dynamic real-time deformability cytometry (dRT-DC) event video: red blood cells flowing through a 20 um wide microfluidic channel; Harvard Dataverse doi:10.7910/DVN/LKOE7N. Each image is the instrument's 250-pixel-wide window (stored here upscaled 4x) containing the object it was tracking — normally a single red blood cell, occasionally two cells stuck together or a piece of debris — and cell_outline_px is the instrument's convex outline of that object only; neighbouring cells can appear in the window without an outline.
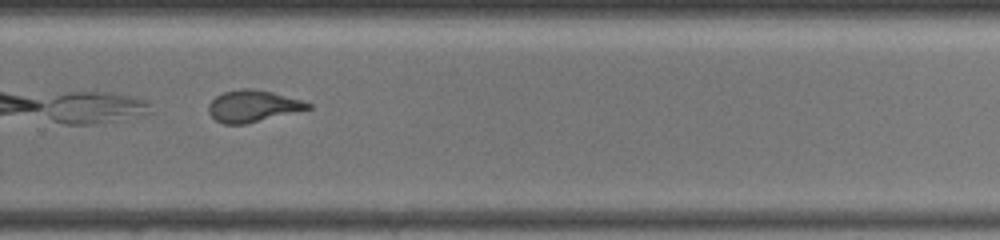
{"species": "common noctule bat (a hibernating species)", "species_latin": "Nyctalus noctula", "temperature_condition": "warm", "stored_images_in_passage": 44, "camera_frame_rate_fps": 3000, "um_per_image_px": 0.085, "animal": {"sex": "female", "body_mass_g": 19.5, "forearm_length_mm": 54.1}, "frame": {"image": 1, "passage_image": 25, "time_ms": 7.667, "image_size_px": [1000, 240], "cell_outline_px": [[312, 108], [244, 124], [224, 124], [216, 120], [208, 112], [208, 104], [216, 96], [224, 92], [240, 88], [252, 88], [272, 92], [300, 100], [312, 104]], "centroid_in_image_um": [21.46, 9.01], "position_along_channel_um": 308.3, "area_um2": 18.15}, "authors_computed_cell_mechanics": {"area_um2": 18.7272, "velocity_mm_per_s": 3.5147, "shape_relaxation_time_tau1_ms": null, "shape_relaxation_time_tau2_ms": 1.4241, "deformation_change_tau1": null, "deformation_change_tau2": 0.1007}}